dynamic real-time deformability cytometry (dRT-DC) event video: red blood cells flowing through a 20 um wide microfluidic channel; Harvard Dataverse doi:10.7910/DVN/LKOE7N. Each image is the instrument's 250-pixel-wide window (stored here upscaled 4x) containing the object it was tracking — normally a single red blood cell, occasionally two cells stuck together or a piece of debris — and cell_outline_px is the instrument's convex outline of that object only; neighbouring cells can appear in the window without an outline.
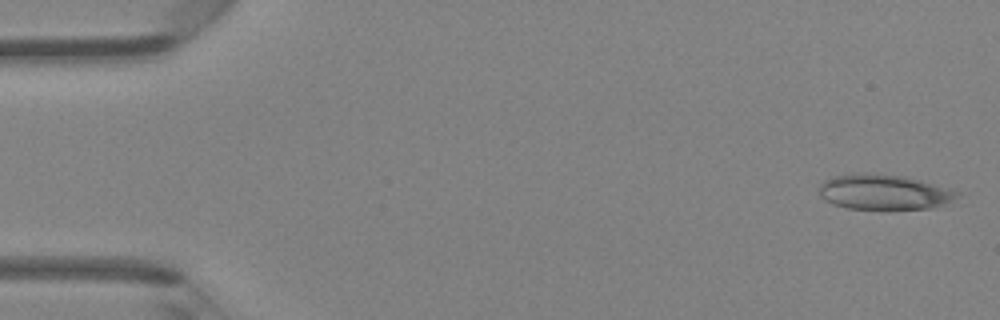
{"species": "Egyptian fruit bat (a non-hibernating species)", "species_latin": "Rousettus aegyptiacus", "temperature_condition": "room temperature", "stored_images_in_passage": 46, "camera_frame_rate_fps": 3000, "um_per_image_px": 0.085, "animal": {"sex": "female"}, "frame": {"image": 1, "passage_image": 1, "time_ms": 0.0, "image_size_px": [1000, 320], "cell_outline_px": [[960, 196], [944, 204], [932, 208], [848, 208], [832, 204], [824, 200], [820, 196], [820, 184], [824, 180], [832, 176], [856, 172], [904, 176], [948, 188], [960, 192]], "centroid_in_image_um": [75.1, 16.31], "position_along_channel_um": 9.9, "area_um2": 28.03}}
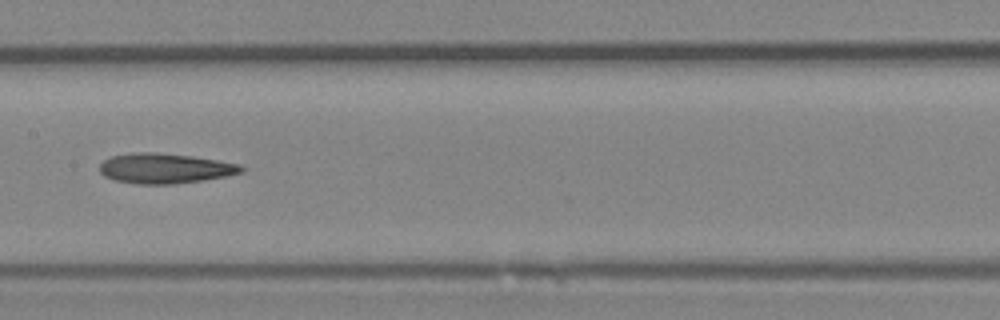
{"frame": {"image": 2, "passage_image": 23, "time_ms": 7.333, "image_size_px": [1000, 320], "cell_outline_px": [[248, 168], [244, 172], [228, 176], [204, 180], [172, 184], [136, 184], [112, 180], [104, 176], [100, 172], [100, 164], [104, 160], [112, 156], [132, 152], [156, 152], [192, 156], [240, 164]], "centroid_in_image_um": [14.04, 14.31], "position_along_channel_um": 193.4, "area_um2": 25.14}}
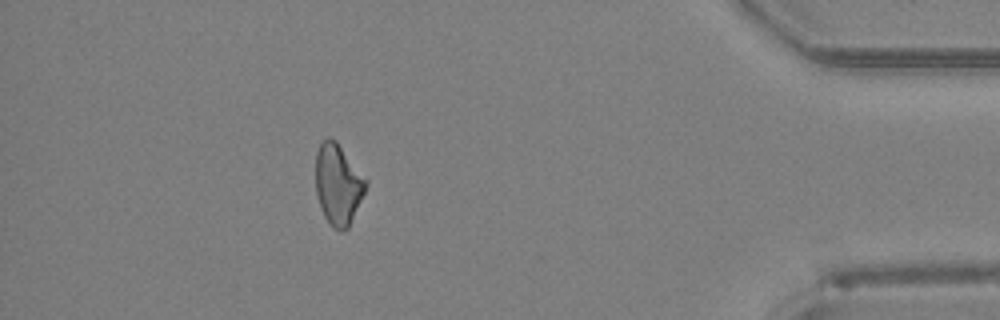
{"frame": {"image": 3, "passage_image": 41, "time_ms": 13.333, "image_size_px": [1000, 320], "cell_outline_px": [[368, 184], [348, 228], [344, 232], [332, 228], [328, 224], [324, 216], [316, 192], [316, 152], [320, 144], [328, 136], [336, 140], [368, 180]], "centroid_in_image_um": [28.74, 15.67], "position_along_channel_um": 406.5, "area_um2": 23.7}}